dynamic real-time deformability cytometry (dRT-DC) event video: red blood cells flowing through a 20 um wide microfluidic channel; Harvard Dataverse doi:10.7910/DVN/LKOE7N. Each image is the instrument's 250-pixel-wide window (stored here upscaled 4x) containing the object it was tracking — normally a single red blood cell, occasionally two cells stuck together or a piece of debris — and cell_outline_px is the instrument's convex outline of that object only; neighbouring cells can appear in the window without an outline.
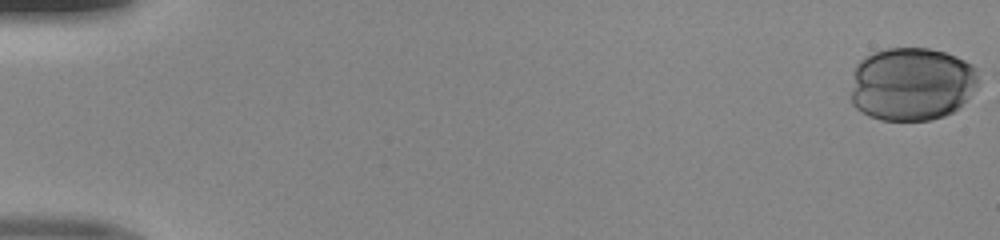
{"species": "human", "species_latin": "Homo sapiens", "temperature_condition": "room temperature", "stored_images_in_passage": 42, "camera_frame_rate_fps": 3000, "um_per_image_px": 0.085, "donor": {"sex": "male"}, "frame": {"image": 1, "passage_image": 1, "time_ms": 0.0, "image_size_px": [1000, 240], "cell_outline_px": [[984, 72], [960, 108], [944, 116], [932, 120], [880, 120], [868, 116], [856, 108], [852, 104], [852, 92], [856, 64], [860, 60], [872, 52], [888, 48], [928, 48], [944, 52], [956, 56], [972, 64]], "centroid_in_image_um": [77.53, 7.13], "position_along_channel_um": 7.5, "area_um2": 55.03}}
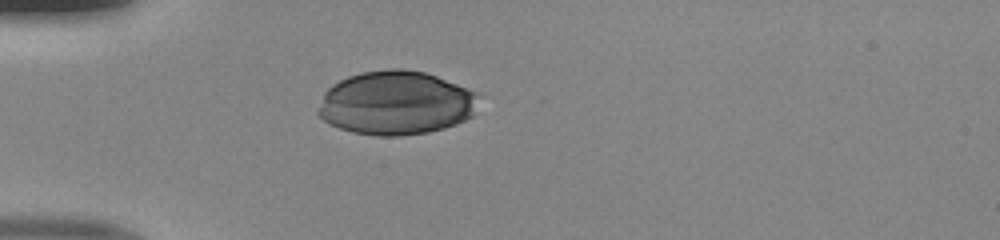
{"frame": {"image": 2, "passage_image": 16, "time_ms": 5.0, "image_size_px": [1000, 240], "cell_outline_px": [[480, 96], [472, 116], [464, 120], [444, 128], [428, 132], [400, 136], [376, 136], [352, 132], [328, 124], [316, 112], [324, 92], [332, 84], [348, 76], [360, 72], [388, 68], [404, 68], [424, 72], [436, 76], [476, 92]], "centroid_in_image_um": [33.63, 8.75], "position_along_channel_um": 51.4, "area_um2": 60.05}}
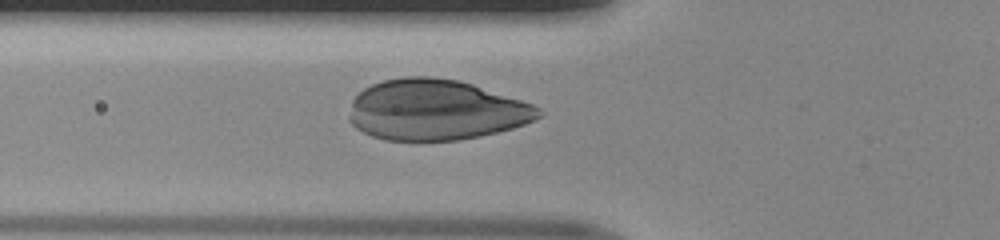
{"frame": {"image": 3, "passage_image": 20, "time_ms": 6.333, "image_size_px": [1000, 240], "cell_outline_px": [[544, 112], [536, 120], [512, 128], [480, 136], [456, 140], [384, 140], [372, 136], [356, 128], [348, 120], [348, 116], [352, 100], [364, 88], [372, 84], [384, 80], [404, 76], [428, 76], [456, 80], [472, 84], [532, 104], [540, 108]], "centroid_in_image_um": [37.02, 9.35], "position_along_channel_um": 88.8, "area_um2": 66.76}}